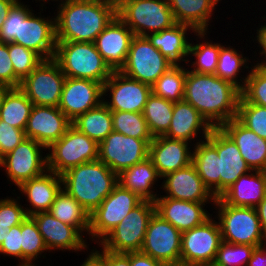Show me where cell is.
Listing matches in <instances>:
<instances>
[{
	"label": "cell",
	"mask_w": 266,
	"mask_h": 266,
	"mask_svg": "<svg viewBox=\"0 0 266 266\" xmlns=\"http://www.w3.org/2000/svg\"><path fill=\"white\" fill-rule=\"evenodd\" d=\"M255 246L223 241L211 266H247Z\"/></svg>",
	"instance_id": "cell-44"
},
{
	"label": "cell",
	"mask_w": 266,
	"mask_h": 266,
	"mask_svg": "<svg viewBox=\"0 0 266 266\" xmlns=\"http://www.w3.org/2000/svg\"><path fill=\"white\" fill-rule=\"evenodd\" d=\"M258 218L260 220L261 228L266 239V196L265 198L255 207Z\"/></svg>",
	"instance_id": "cell-58"
},
{
	"label": "cell",
	"mask_w": 266,
	"mask_h": 266,
	"mask_svg": "<svg viewBox=\"0 0 266 266\" xmlns=\"http://www.w3.org/2000/svg\"><path fill=\"white\" fill-rule=\"evenodd\" d=\"M113 131L128 137L145 140L148 144L153 140L143 113L138 112H111Z\"/></svg>",
	"instance_id": "cell-41"
},
{
	"label": "cell",
	"mask_w": 266,
	"mask_h": 266,
	"mask_svg": "<svg viewBox=\"0 0 266 266\" xmlns=\"http://www.w3.org/2000/svg\"><path fill=\"white\" fill-rule=\"evenodd\" d=\"M9 57L15 75L22 81L43 60L36 52L16 43H8Z\"/></svg>",
	"instance_id": "cell-46"
},
{
	"label": "cell",
	"mask_w": 266,
	"mask_h": 266,
	"mask_svg": "<svg viewBox=\"0 0 266 266\" xmlns=\"http://www.w3.org/2000/svg\"><path fill=\"white\" fill-rule=\"evenodd\" d=\"M174 102L157 97L153 93L148 97L143 115L153 137L164 135L171 124Z\"/></svg>",
	"instance_id": "cell-39"
},
{
	"label": "cell",
	"mask_w": 266,
	"mask_h": 266,
	"mask_svg": "<svg viewBox=\"0 0 266 266\" xmlns=\"http://www.w3.org/2000/svg\"><path fill=\"white\" fill-rule=\"evenodd\" d=\"M212 205L218 210L215 219L218 220L223 241L255 247L266 243L255 208L231 206L220 198H216Z\"/></svg>",
	"instance_id": "cell-6"
},
{
	"label": "cell",
	"mask_w": 266,
	"mask_h": 266,
	"mask_svg": "<svg viewBox=\"0 0 266 266\" xmlns=\"http://www.w3.org/2000/svg\"><path fill=\"white\" fill-rule=\"evenodd\" d=\"M37 224L48 252L52 250L84 251L89 249L84 235L74 226L65 224L50 212H40L31 216ZM86 248V249H85Z\"/></svg>",
	"instance_id": "cell-21"
},
{
	"label": "cell",
	"mask_w": 266,
	"mask_h": 266,
	"mask_svg": "<svg viewBox=\"0 0 266 266\" xmlns=\"http://www.w3.org/2000/svg\"><path fill=\"white\" fill-rule=\"evenodd\" d=\"M212 215L201 225L182 232L180 266H211L222 236Z\"/></svg>",
	"instance_id": "cell-10"
},
{
	"label": "cell",
	"mask_w": 266,
	"mask_h": 266,
	"mask_svg": "<svg viewBox=\"0 0 266 266\" xmlns=\"http://www.w3.org/2000/svg\"><path fill=\"white\" fill-rule=\"evenodd\" d=\"M261 27L258 28L256 31V39L255 42L258 43L257 46H259L260 51H259V57L260 55L264 56L263 59H261V63L260 61H256L255 64H261V65H266V23H264V25H260ZM265 59V61H264Z\"/></svg>",
	"instance_id": "cell-56"
},
{
	"label": "cell",
	"mask_w": 266,
	"mask_h": 266,
	"mask_svg": "<svg viewBox=\"0 0 266 266\" xmlns=\"http://www.w3.org/2000/svg\"><path fill=\"white\" fill-rule=\"evenodd\" d=\"M190 143L170 139L164 135L156 136L149 144V155L159 175H164L188 166L192 162ZM191 149V150H190Z\"/></svg>",
	"instance_id": "cell-25"
},
{
	"label": "cell",
	"mask_w": 266,
	"mask_h": 266,
	"mask_svg": "<svg viewBox=\"0 0 266 266\" xmlns=\"http://www.w3.org/2000/svg\"><path fill=\"white\" fill-rule=\"evenodd\" d=\"M251 67L241 96L248 103L266 108V65L254 64Z\"/></svg>",
	"instance_id": "cell-43"
},
{
	"label": "cell",
	"mask_w": 266,
	"mask_h": 266,
	"mask_svg": "<svg viewBox=\"0 0 266 266\" xmlns=\"http://www.w3.org/2000/svg\"><path fill=\"white\" fill-rule=\"evenodd\" d=\"M206 140L217 150L220 159L221 196L240 176L252 170L243 159L236 144L221 128H213Z\"/></svg>",
	"instance_id": "cell-20"
},
{
	"label": "cell",
	"mask_w": 266,
	"mask_h": 266,
	"mask_svg": "<svg viewBox=\"0 0 266 266\" xmlns=\"http://www.w3.org/2000/svg\"><path fill=\"white\" fill-rule=\"evenodd\" d=\"M25 138L24 130L0 120V159L14 150Z\"/></svg>",
	"instance_id": "cell-48"
},
{
	"label": "cell",
	"mask_w": 266,
	"mask_h": 266,
	"mask_svg": "<svg viewBox=\"0 0 266 266\" xmlns=\"http://www.w3.org/2000/svg\"><path fill=\"white\" fill-rule=\"evenodd\" d=\"M72 126L99 144L113 131L111 111L102 102L98 107L79 115L72 121Z\"/></svg>",
	"instance_id": "cell-35"
},
{
	"label": "cell",
	"mask_w": 266,
	"mask_h": 266,
	"mask_svg": "<svg viewBox=\"0 0 266 266\" xmlns=\"http://www.w3.org/2000/svg\"><path fill=\"white\" fill-rule=\"evenodd\" d=\"M108 92L110 94L109 101L105 98ZM151 94L152 86L130 78L120 71H113L103 84L102 102L111 112L143 113L145 104Z\"/></svg>",
	"instance_id": "cell-15"
},
{
	"label": "cell",
	"mask_w": 266,
	"mask_h": 266,
	"mask_svg": "<svg viewBox=\"0 0 266 266\" xmlns=\"http://www.w3.org/2000/svg\"><path fill=\"white\" fill-rule=\"evenodd\" d=\"M21 80L15 75L14 68L9 57L8 43L0 42V84L19 88Z\"/></svg>",
	"instance_id": "cell-49"
},
{
	"label": "cell",
	"mask_w": 266,
	"mask_h": 266,
	"mask_svg": "<svg viewBox=\"0 0 266 266\" xmlns=\"http://www.w3.org/2000/svg\"><path fill=\"white\" fill-rule=\"evenodd\" d=\"M154 203L156 213L183 232L195 228L207 220L211 215L204 208L207 203L214 204L215 202H190L159 195Z\"/></svg>",
	"instance_id": "cell-24"
},
{
	"label": "cell",
	"mask_w": 266,
	"mask_h": 266,
	"mask_svg": "<svg viewBox=\"0 0 266 266\" xmlns=\"http://www.w3.org/2000/svg\"><path fill=\"white\" fill-rule=\"evenodd\" d=\"M160 188L167 194L165 197L190 202H215L216 197L205 186L194 165L164 175Z\"/></svg>",
	"instance_id": "cell-23"
},
{
	"label": "cell",
	"mask_w": 266,
	"mask_h": 266,
	"mask_svg": "<svg viewBox=\"0 0 266 266\" xmlns=\"http://www.w3.org/2000/svg\"><path fill=\"white\" fill-rule=\"evenodd\" d=\"M192 164L209 191L220 197L219 156L217 150L205 139H195Z\"/></svg>",
	"instance_id": "cell-33"
},
{
	"label": "cell",
	"mask_w": 266,
	"mask_h": 266,
	"mask_svg": "<svg viewBox=\"0 0 266 266\" xmlns=\"http://www.w3.org/2000/svg\"><path fill=\"white\" fill-rule=\"evenodd\" d=\"M33 11L29 5H24L19 1V28L16 44L33 50L43 60L53 59L57 43L55 16L46 18L40 12L37 16Z\"/></svg>",
	"instance_id": "cell-9"
},
{
	"label": "cell",
	"mask_w": 266,
	"mask_h": 266,
	"mask_svg": "<svg viewBox=\"0 0 266 266\" xmlns=\"http://www.w3.org/2000/svg\"><path fill=\"white\" fill-rule=\"evenodd\" d=\"M72 126L58 107L33 105L25 128V136L48 148Z\"/></svg>",
	"instance_id": "cell-19"
},
{
	"label": "cell",
	"mask_w": 266,
	"mask_h": 266,
	"mask_svg": "<svg viewBox=\"0 0 266 266\" xmlns=\"http://www.w3.org/2000/svg\"><path fill=\"white\" fill-rule=\"evenodd\" d=\"M212 129L213 127L190 103L182 100L174 103L171 124L164 136L191 144L200 134L201 139L205 140Z\"/></svg>",
	"instance_id": "cell-27"
},
{
	"label": "cell",
	"mask_w": 266,
	"mask_h": 266,
	"mask_svg": "<svg viewBox=\"0 0 266 266\" xmlns=\"http://www.w3.org/2000/svg\"><path fill=\"white\" fill-rule=\"evenodd\" d=\"M33 103L20 88H11L0 110V120L25 131Z\"/></svg>",
	"instance_id": "cell-37"
},
{
	"label": "cell",
	"mask_w": 266,
	"mask_h": 266,
	"mask_svg": "<svg viewBox=\"0 0 266 266\" xmlns=\"http://www.w3.org/2000/svg\"><path fill=\"white\" fill-rule=\"evenodd\" d=\"M103 101V84L82 78L66 77L58 108L72 122Z\"/></svg>",
	"instance_id": "cell-18"
},
{
	"label": "cell",
	"mask_w": 266,
	"mask_h": 266,
	"mask_svg": "<svg viewBox=\"0 0 266 266\" xmlns=\"http://www.w3.org/2000/svg\"><path fill=\"white\" fill-rule=\"evenodd\" d=\"M266 196V172L252 170L240 176L219 198L235 207L255 208Z\"/></svg>",
	"instance_id": "cell-29"
},
{
	"label": "cell",
	"mask_w": 266,
	"mask_h": 266,
	"mask_svg": "<svg viewBox=\"0 0 266 266\" xmlns=\"http://www.w3.org/2000/svg\"><path fill=\"white\" fill-rule=\"evenodd\" d=\"M134 33L116 16L96 37L95 46L112 71L125 65Z\"/></svg>",
	"instance_id": "cell-22"
},
{
	"label": "cell",
	"mask_w": 266,
	"mask_h": 266,
	"mask_svg": "<svg viewBox=\"0 0 266 266\" xmlns=\"http://www.w3.org/2000/svg\"><path fill=\"white\" fill-rule=\"evenodd\" d=\"M142 201L136 193L118 184L90 214L89 239L98 244Z\"/></svg>",
	"instance_id": "cell-11"
},
{
	"label": "cell",
	"mask_w": 266,
	"mask_h": 266,
	"mask_svg": "<svg viewBox=\"0 0 266 266\" xmlns=\"http://www.w3.org/2000/svg\"><path fill=\"white\" fill-rule=\"evenodd\" d=\"M17 266H37V264L35 265V264H28V265H20V264H18Z\"/></svg>",
	"instance_id": "cell-61"
},
{
	"label": "cell",
	"mask_w": 266,
	"mask_h": 266,
	"mask_svg": "<svg viewBox=\"0 0 266 266\" xmlns=\"http://www.w3.org/2000/svg\"><path fill=\"white\" fill-rule=\"evenodd\" d=\"M176 23L188 25L196 32H208L210 19L222 0H168Z\"/></svg>",
	"instance_id": "cell-32"
},
{
	"label": "cell",
	"mask_w": 266,
	"mask_h": 266,
	"mask_svg": "<svg viewBox=\"0 0 266 266\" xmlns=\"http://www.w3.org/2000/svg\"><path fill=\"white\" fill-rule=\"evenodd\" d=\"M22 265L35 264L48 251L37 224L31 216L21 223ZM34 262V263H33Z\"/></svg>",
	"instance_id": "cell-42"
},
{
	"label": "cell",
	"mask_w": 266,
	"mask_h": 266,
	"mask_svg": "<svg viewBox=\"0 0 266 266\" xmlns=\"http://www.w3.org/2000/svg\"><path fill=\"white\" fill-rule=\"evenodd\" d=\"M196 31L184 24L176 23L168 29H164L157 33H150L146 37L151 44L158 49L161 54L174 65H181L184 62L187 66L189 60L190 38L188 39L187 31ZM189 40V41H188Z\"/></svg>",
	"instance_id": "cell-30"
},
{
	"label": "cell",
	"mask_w": 266,
	"mask_h": 266,
	"mask_svg": "<svg viewBox=\"0 0 266 266\" xmlns=\"http://www.w3.org/2000/svg\"><path fill=\"white\" fill-rule=\"evenodd\" d=\"M247 266H266V243L254 248Z\"/></svg>",
	"instance_id": "cell-55"
},
{
	"label": "cell",
	"mask_w": 266,
	"mask_h": 266,
	"mask_svg": "<svg viewBox=\"0 0 266 266\" xmlns=\"http://www.w3.org/2000/svg\"><path fill=\"white\" fill-rule=\"evenodd\" d=\"M10 229H11V227L0 226V246L3 243V241L5 240V237L7 236V232H9Z\"/></svg>",
	"instance_id": "cell-60"
},
{
	"label": "cell",
	"mask_w": 266,
	"mask_h": 266,
	"mask_svg": "<svg viewBox=\"0 0 266 266\" xmlns=\"http://www.w3.org/2000/svg\"><path fill=\"white\" fill-rule=\"evenodd\" d=\"M117 16L135 36H147L176 24L168 0H118Z\"/></svg>",
	"instance_id": "cell-5"
},
{
	"label": "cell",
	"mask_w": 266,
	"mask_h": 266,
	"mask_svg": "<svg viewBox=\"0 0 266 266\" xmlns=\"http://www.w3.org/2000/svg\"><path fill=\"white\" fill-rule=\"evenodd\" d=\"M19 28V0L12 6L0 31V42L16 43Z\"/></svg>",
	"instance_id": "cell-51"
},
{
	"label": "cell",
	"mask_w": 266,
	"mask_h": 266,
	"mask_svg": "<svg viewBox=\"0 0 266 266\" xmlns=\"http://www.w3.org/2000/svg\"><path fill=\"white\" fill-rule=\"evenodd\" d=\"M18 199L20 200V196H17V199L14 197L0 199V226L13 227L27 218L25 207L21 206Z\"/></svg>",
	"instance_id": "cell-47"
},
{
	"label": "cell",
	"mask_w": 266,
	"mask_h": 266,
	"mask_svg": "<svg viewBox=\"0 0 266 266\" xmlns=\"http://www.w3.org/2000/svg\"><path fill=\"white\" fill-rule=\"evenodd\" d=\"M47 1H50V0H46V2H47ZM51 1H55V2H56V1H59V0H51ZM60 1H62V0H60Z\"/></svg>",
	"instance_id": "cell-63"
},
{
	"label": "cell",
	"mask_w": 266,
	"mask_h": 266,
	"mask_svg": "<svg viewBox=\"0 0 266 266\" xmlns=\"http://www.w3.org/2000/svg\"><path fill=\"white\" fill-rule=\"evenodd\" d=\"M182 232L156 212L145 233L141 252L166 266H180Z\"/></svg>",
	"instance_id": "cell-16"
},
{
	"label": "cell",
	"mask_w": 266,
	"mask_h": 266,
	"mask_svg": "<svg viewBox=\"0 0 266 266\" xmlns=\"http://www.w3.org/2000/svg\"><path fill=\"white\" fill-rule=\"evenodd\" d=\"M106 266H130V252L114 253L105 249Z\"/></svg>",
	"instance_id": "cell-53"
},
{
	"label": "cell",
	"mask_w": 266,
	"mask_h": 266,
	"mask_svg": "<svg viewBox=\"0 0 266 266\" xmlns=\"http://www.w3.org/2000/svg\"><path fill=\"white\" fill-rule=\"evenodd\" d=\"M149 144L142 139L112 131L99 143L98 160L118 175L148 158Z\"/></svg>",
	"instance_id": "cell-17"
},
{
	"label": "cell",
	"mask_w": 266,
	"mask_h": 266,
	"mask_svg": "<svg viewBox=\"0 0 266 266\" xmlns=\"http://www.w3.org/2000/svg\"><path fill=\"white\" fill-rule=\"evenodd\" d=\"M186 66L173 65L152 85V93L171 102L184 98Z\"/></svg>",
	"instance_id": "cell-40"
},
{
	"label": "cell",
	"mask_w": 266,
	"mask_h": 266,
	"mask_svg": "<svg viewBox=\"0 0 266 266\" xmlns=\"http://www.w3.org/2000/svg\"><path fill=\"white\" fill-rule=\"evenodd\" d=\"M55 16L56 42H92L117 16L114 0H62Z\"/></svg>",
	"instance_id": "cell-2"
},
{
	"label": "cell",
	"mask_w": 266,
	"mask_h": 266,
	"mask_svg": "<svg viewBox=\"0 0 266 266\" xmlns=\"http://www.w3.org/2000/svg\"><path fill=\"white\" fill-rule=\"evenodd\" d=\"M162 177L148 157L138 164L123 170L118 175L119 184L134 193L143 200L155 201L159 196L153 187ZM155 192V193H154Z\"/></svg>",
	"instance_id": "cell-31"
},
{
	"label": "cell",
	"mask_w": 266,
	"mask_h": 266,
	"mask_svg": "<svg viewBox=\"0 0 266 266\" xmlns=\"http://www.w3.org/2000/svg\"><path fill=\"white\" fill-rule=\"evenodd\" d=\"M62 188L91 214L119 184L118 174L100 160L72 167L62 175Z\"/></svg>",
	"instance_id": "cell-3"
},
{
	"label": "cell",
	"mask_w": 266,
	"mask_h": 266,
	"mask_svg": "<svg viewBox=\"0 0 266 266\" xmlns=\"http://www.w3.org/2000/svg\"><path fill=\"white\" fill-rule=\"evenodd\" d=\"M173 65L146 36H134L120 72L152 86Z\"/></svg>",
	"instance_id": "cell-13"
},
{
	"label": "cell",
	"mask_w": 266,
	"mask_h": 266,
	"mask_svg": "<svg viewBox=\"0 0 266 266\" xmlns=\"http://www.w3.org/2000/svg\"><path fill=\"white\" fill-rule=\"evenodd\" d=\"M130 266H166L165 264L161 263L142 253L141 251L130 252Z\"/></svg>",
	"instance_id": "cell-52"
},
{
	"label": "cell",
	"mask_w": 266,
	"mask_h": 266,
	"mask_svg": "<svg viewBox=\"0 0 266 266\" xmlns=\"http://www.w3.org/2000/svg\"><path fill=\"white\" fill-rule=\"evenodd\" d=\"M65 80L58 63L47 59L21 81L19 88L33 105L58 107Z\"/></svg>",
	"instance_id": "cell-12"
},
{
	"label": "cell",
	"mask_w": 266,
	"mask_h": 266,
	"mask_svg": "<svg viewBox=\"0 0 266 266\" xmlns=\"http://www.w3.org/2000/svg\"><path fill=\"white\" fill-rule=\"evenodd\" d=\"M155 212V203L143 200L99 242V246L114 253L141 251L149 221Z\"/></svg>",
	"instance_id": "cell-7"
},
{
	"label": "cell",
	"mask_w": 266,
	"mask_h": 266,
	"mask_svg": "<svg viewBox=\"0 0 266 266\" xmlns=\"http://www.w3.org/2000/svg\"><path fill=\"white\" fill-rule=\"evenodd\" d=\"M53 59L69 78L104 84L113 72L92 42H57Z\"/></svg>",
	"instance_id": "cell-4"
},
{
	"label": "cell",
	"mask_w": 266,
	"mask_h": 266,
	"mask_svg": "<svg viewBox=\"0 0 266 266\" xmlns=\"http://www.w3.org/2000/svg\"><path fill=\"white\" fill-rule=\"evenodd\" d=\"M10 89H11L10 86L0 84V110H1V107L3 105L5 96Z\"/></svg>",
	"instance_id": "cell-59"
},
{
	"label": "cell",
	"mask_w": 266,
	"mask_h": 266,
	"mask_svg": "<svg viewBox=\"0 0 266 266\" xmlns=\"http://www.w3.org/2000/svg\"><path fill=\"white\" fill-rule=\"evenodd\" d=\"M245 127L259 137L266 139V108L248 103L242 96L238 103L236 117Z\"/></svg>",
	"instance_id": "cell-45"
},
{
	"label": "cell",
	"mask_w": 266,
	"mask_h": 266,
	"mask_svg": "<svg viewBox=\"0 0 266 266\" xmlns=\"http://www.w3.org/2000/svg\"><path fill=\"white\" fill-rule=\"evenodd\" d=\"M236 144L251 170L266 172V139L256 135L237 118L220 127Z\"/></svg>",
	"instance_id": "cell-26"
},
{
	"label": "cell",
	"mask_w": 266,
	"mask_h": 266,
	"mask_svg": "<svg viewBox=\"0 0 266 266\" xmlns=\"http://www.w3.org/2000/svg\"><path fill=\"white\" fill-rule=\"evenodd\" d=\"M35 1H38V0H35ZM40 1H42V2L46 3V0H39L38 2H40Z\"/></svg>",
	"instance_id": "cell-62"
},
{
	"label": "cell",
	"mask_w": 266,
	"mask_h": 266,
	"mask_svg": "<svg viewBox=\"0 0 266 266\" xmlns=\"http://www.w3.org/2000/svg\"><path fill=\"white\" fill-rule=\"evenodd\" d=\"M42 144L25 138L14 150L0 159V167L5 168L8 181L19 187L22 183L44 174L47 168V155L43 157Z\"/></svg>",
	"instance_id": "cell-14"
},
{
	"label": "cell",
	"mask_w": 266,
	"mask_h": 266,
	"mask_svg": "<svg viewBox=\"0 0 266 266\" xmlns=\"http://www.w3.org/2000/svg\"><path fill=\"white\" fill-rule=\"evenodd\" d=\"M47 149L48 170L62 175L72 167L98 160L99 144L71 126Z\"/></svg>",
	"instance_id": "cell-8"
},
{
	"label": "cell",
	"mask_w": 266,
	"mask_h": 266,
	"mask_svg": "<svg viewBox=\"0 0 266 266\" xmlns=\"http://www.w3.org/2000/svg\"><path fill=\"white\" fill-rule=\"evenodd\" d=\"M49 212L61 222L76 227L83 235L89 234L90 214L63 188L56 195Z\"/></svg>",
	"instance_id": "cell-34"
},
{
	"label": "cell",
	"mask_w": 266,
	"mask_h": 266,
	"mask_svg": "<svg viewBox=\"0 0 266 266\" xmlns=\"http://www.w3.org/2000/svg\"><path fill=\"white\" fill-rule=\"evenodd\" d=\"M227 46L225 47L223 44H220V52L215 75L223 80L231 82L242 90L245 86L248 74L243 76V78H239V75H241L239 72H242L245 68H248L247 71L251 68V66L249 67L248 65L250 59L245 57L242 52L239 53L238 50L232 46Z\"/></svg>",
	"instance_id": "cell-36"
},
{
	"label": "cell",
	"mask_w": 266,
	"mask_h": 266,
	"mask_svg": "<svg viewBox=\"0 0 266 266\" xmlns=\"http://www.w3.org/2000/svg\"><path fill=\"white\" fill-rule=\"evenodd\" d=\"M186 68L183 100L190 103L213 128L237 117L241 90L215 74H200Z\"/></svg>",
	"instance_id": "cell-1"
},
{
	"label": "cell",
	"mask_w": 266,
	"mask_h": 266,
	"mask_svg": "<svg viewBox=\"0 0 266 266\" xmlns=\"http://www.w3.org/2000/svg\"><path fill=\"white\" fill-rule=\"evenodd\" d=\"M27 197L29 206L25 207L26 214L32 216L40 212H49L56 195L62 189V177L47 170L44 174L22 183L18 188Z\"/></svg>",
	"instance_id": "cell-28"
},
{
	"label": "cell",
	"mask_w": 266,
	"mask_h": 266,
	"mask_svg": "<svg viewBox=\"0 0 266 266\" xmlns=\"http://www.w3.org/2000/svg\"><path fill=\"white\" fill-rule=\"evenodd\" d=\"M100 250L98 251L96 248L91 250L80 266H106L105 249L102 247Z\"/></svg>",
	"instance_id": "cell-54"
},
{
	"label": "cell",
	"mask_w": 266,
	"mask_h": 266,
	"mask_svg": "<svg viewBox=\"0 0 266 266\" xmlns=\"http://www.w3.org/2000/svg\"><path fill=\"white\" fill-rule=\"evenodd\" d=\"M208 32H196L195 36H198L197 38V44L192 42L189 46V58L190 56H195L196 60L192 61L191 66L192 68H189L191 71L200 73V74H215L216 67L218 63L219 58V52H220V43H213L212 40H208L206 38ZM198 39H205L201 42L198 41ZM207 40V41H206ZM206 41V42H205ZM192 54V55H191Z\"/></svg>",
	"instance_id": "cell-38"
},
{
	"label": "cell",
	"mask_w": 266,
	"mask_h": 266,
	"mask_svg": "<svg viewBox=\"0 0 266 266\" xmlns=\"http://www.w3.org/2000/svg\"><path fill=\"white\" fill-rule=\"evenodd\" d=\"M21 224L11 227L7 232L5 240L0 246V254H4L7 257H15L20 261L22 265V248H21Z\"/></svg>",
	"instance_id": "cell-50"
},
{
	"label": "cell",
	"mask_w": 266,
	"mask_h": 266,
	"mask_svg": "<svg viewBox=\"0 0 266 266\" xmlns=\"http://www.w3.org/2000/svg\"><path fill=\"white\" fill-rule=\"evenodd\" d=\"M18 0H0V31L9 11Z\"/></svg>",
	"instance_id": "cell-57"
}]
</instances>
